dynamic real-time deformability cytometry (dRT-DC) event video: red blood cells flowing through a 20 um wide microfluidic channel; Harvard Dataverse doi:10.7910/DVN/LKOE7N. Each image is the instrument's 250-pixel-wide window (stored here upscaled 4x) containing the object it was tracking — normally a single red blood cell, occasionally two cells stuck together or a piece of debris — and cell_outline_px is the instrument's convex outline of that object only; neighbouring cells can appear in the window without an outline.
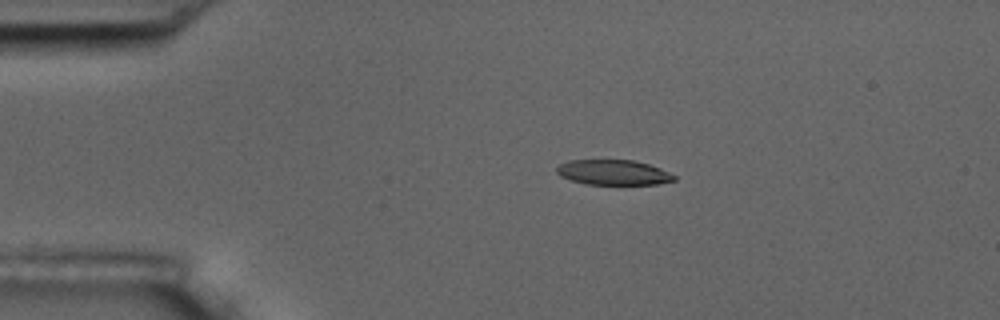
{"species": "common noctule bat (a hibernating species)", "species_latin": "Nyctalus noctula", "temperature_condition": "room temperature", "stored_images_in_passage": 8, "camera_frame_rate_fps": 3000, "um_per_image_px": 0.085, "animal": {"sex": "male", "body_mass_g": 17.5, "forearm_length_mm": 52.3}, "frame": {"image": 1, "passage_image": 4, "time_ms": 3.667, "image_size_px": [1000, 320], "cell_outline_px": [[676, 180], [656, 184], [584, 184], [560, 176], [556, 172], [556, 168], [560, 164], [568, 160], [632, 160], [648, 164], [660, 168], [676, 176]], "centroid_in_image_um": [52.12, 14.65], "position_along_channel_um": 32.9, "area_um2": 17.11}}
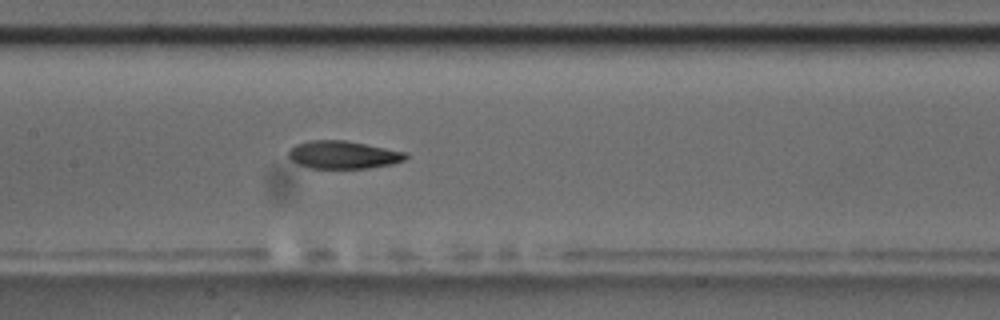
{"frame": {"image": 2, "passage_image": 8, "time_ms": 9.0, "image_size_px": [1000, 320], "cell_outline_px": [[408, 156], [404, 160], [392, 164], [368, 168], [308, 168], [296, 164], [288, 156], [288, 152], [296, 144], [312, 140], [344, 140], [404, 152]], "centroid_in_image_um": [29.12, 13.17], "position_along_channel_um": 178.3, "area_um2": 18.79}}